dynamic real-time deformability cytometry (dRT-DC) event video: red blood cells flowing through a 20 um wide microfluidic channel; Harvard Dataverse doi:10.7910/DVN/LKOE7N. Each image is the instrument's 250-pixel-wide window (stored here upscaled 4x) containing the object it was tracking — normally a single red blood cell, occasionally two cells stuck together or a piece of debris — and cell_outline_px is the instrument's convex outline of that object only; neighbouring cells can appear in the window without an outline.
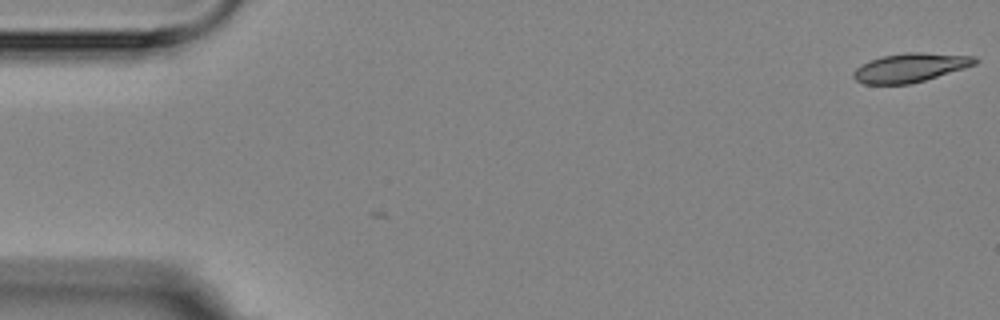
{"species": "Egyptian fruit bat (a non-hibernating species)", "species_latin": "Rousettus aegyptiacus", "temperature_condition": "room temperature", "stored_images_in_passage": 5, "camera_frame_rate_fps": 3000, "um_per_image_px": 0.085, "animal": {"sex": "female"}, "frame": {"image": 1, "passage_image": 1, "time_ms": 0.0, "image_size_px": [1000, 320], "cell_outline_px": [[980, 60], [976, 64], [964, 68], [912, 84], [864, 84], [856, 80], [852, 76], [852, 72], [860, 64], [880, 56], [904, 52], [920, 52], [976, 56]], "centroid_in_image_um": [77.36, 5.74], "position_along_channel_um": 7.6, "area_um2": 20.69}}
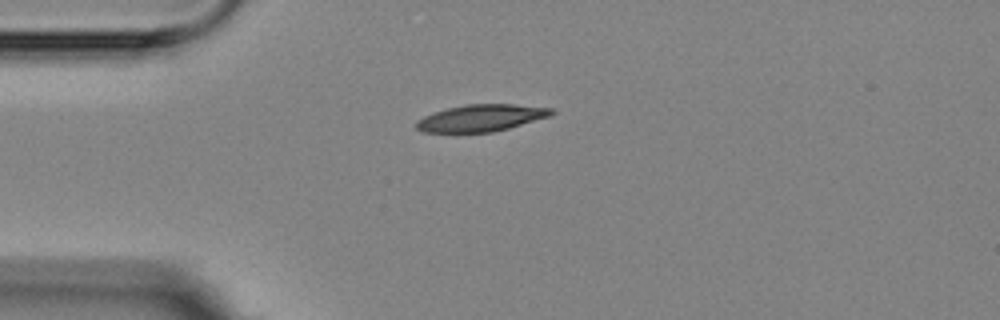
{"frame": {"image": 2, "passage_image": 4, "time_ms": 4.333, "image_size_px": [1000, 320], "cell_outline_px": [[556, 112], [552, 116], [508, 128], [492, 132], [424, 132], [416, 128], [416, 120], [432, 112], [448, 108], [468, 104], [516, 104], [556, 108]], "centroid_in_image_um": [40.95, 10.01], "position_along_channel_um": 44.0, "area_um2": 21.33}}